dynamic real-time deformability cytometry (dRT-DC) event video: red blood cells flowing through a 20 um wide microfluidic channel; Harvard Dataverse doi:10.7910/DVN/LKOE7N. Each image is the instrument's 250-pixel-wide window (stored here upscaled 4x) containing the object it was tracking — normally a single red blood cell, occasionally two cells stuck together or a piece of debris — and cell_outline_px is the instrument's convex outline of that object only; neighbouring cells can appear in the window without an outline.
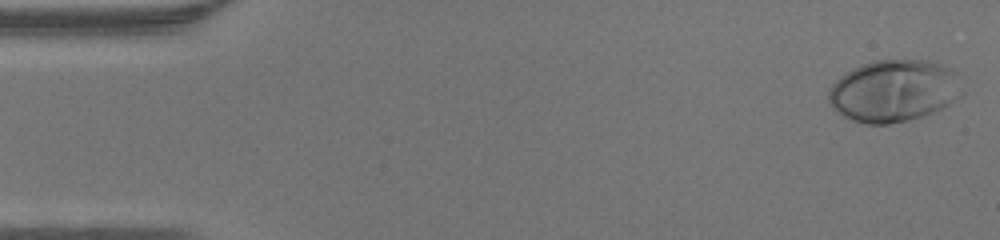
{"species": "human", "species_latin": "Homo sapiens", "temperature_condition": "warm", "stored_images_in_passage": 46, "camera_frame_rate_fps": 3000, "um_per_image_px": 0.085, "donor": {"sex": "male"}, "frame": {"image": 1, "passage_image": 1, "time_ms": 0.0, "image_size_px": [1000, 240], "cell_outline_px": [[964, 96], [924, 116], [908, 120], [888, 124], [864, 124], [852, 120], [836, 112], [828, 104], [828, 88], [840, 76], [872, 60], [928, 60], [940, 64], [956, 72], [964, 92]], "centroid_in_image_um": [75.98, 7.73], "position_along_channel_um": 9.0, "area_um2": 48.55}}
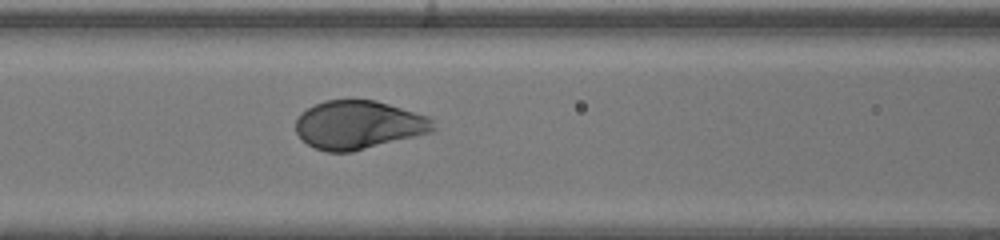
{"frame": {"image": 2, "passage_image": 19, "time_ms": 6.0, "image_size_px": [1000, 240], "cell_outline_px": [[436, 128], [432, 132], [352, 152], [328, 152], [316, 148], [308, 144], [296, 132], [296, 120], [300, 112], [324, 100], [376, 100], [428, 116], [432, 120]], "centroid_in_image_um": [30.48, 10.61], "position_along_channel_um": 136.1, "area_um2": 38.73}}
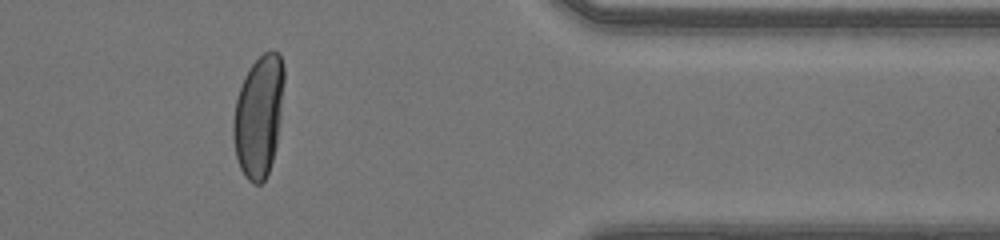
{"frame": {"image": 3, "passage_image": 38, "time_ms": 12.333, "image_size_px": [1000, 240], "cell_outline_px": [[284, 80], [280, 116], [276, 144], [272, 160], [268, 172], [264, 180], [260, 184], [252, 184], [244, 176], [240, 168], [236, 156], [232, 136], [232, 120], [236, 100], [244, 76], [252, 64], [264, 52], [272, 48], [280, 52], [284, 68]], "centroid_in_image_um": [21.98, 9.84], "position_along_channel_um": 389.4, "area_um2": 36.18}}